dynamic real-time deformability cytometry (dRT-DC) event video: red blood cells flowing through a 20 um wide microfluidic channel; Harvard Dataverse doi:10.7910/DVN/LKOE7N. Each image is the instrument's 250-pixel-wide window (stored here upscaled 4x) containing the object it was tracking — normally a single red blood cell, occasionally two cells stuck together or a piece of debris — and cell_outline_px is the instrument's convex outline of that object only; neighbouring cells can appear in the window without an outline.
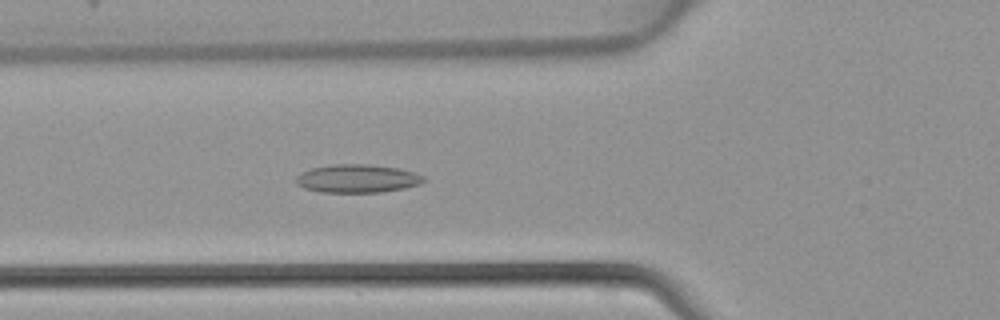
{"species": "common noctule bat (a hibernating species)", "species_latin": "Nyctalus noctula", "temperature_condition": "warm", "stored_images_in_passage": 45, "camera_frame_rate_fps": 3000, "um_per_image_px": 0.085, "animal": {"sex": "female", "body_mass_g": 22.7, "forearm_length_mm": 54.2}, "frame": {"image": 1, "passage_image": 17, "time_ms": 5.333, "image_size_px": [1000, 320], "cell_outline_px": [[424, 180], [420, 184], [404, 188], [380, 192], [320, 192], [304, 188], [296, 184], [296, 176], [300, 172], [312, 168], [332, 164], [368, 164], [400, 168], [416, 172], [424, 176]], "centroid_in_image_um": [30.37, 15.17], "position_along_channel_um": 95.4, "area_um2": 21.15}}
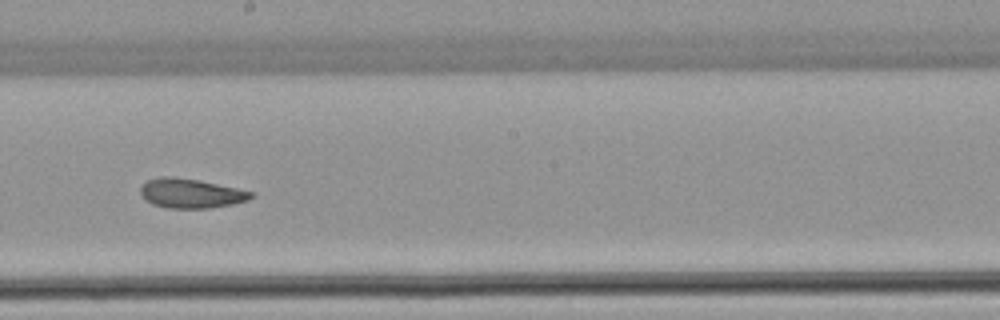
{"frame": {"image": 2, "passage_image": 26, "time_ms": 8.333, "image_size_px": [1000, 320], "cell_outline_px": [[256, 196], [248, 200], [232, 204], [212, 208], [168, 208], [152, 204], [144, 200], [140, 192], [140, 188], [148, 180], [160, 176], [172, 176], [200, 180], [236, 188], [252, 192]], "centroid_in_image_um": [16.21, 16.43], "position_along_channel_um": 232.0, "area_um2": 19.07}}
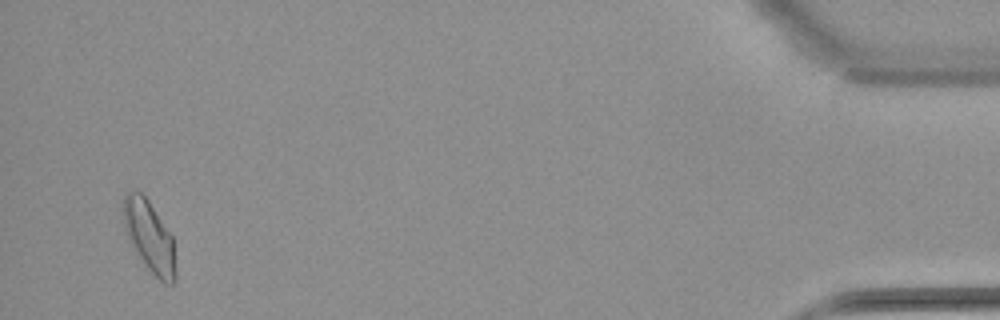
{"frame": {"image": 3, "passage_image": 44, "time_ms": 14.333, "image_size_px": [1000, 320], "cell_outline_px": [[176, 280], [172, 284], [164, 284], [148, 268], [136, 252], [124, 228], [124, 196], [128, 192], [140, 192], [148, 200], [172, 236], [176, 268]], "centroid_in_image_um": [12.73, 20.15], "position_along_channel_um": 422.5, "area_um2": 21.15}}